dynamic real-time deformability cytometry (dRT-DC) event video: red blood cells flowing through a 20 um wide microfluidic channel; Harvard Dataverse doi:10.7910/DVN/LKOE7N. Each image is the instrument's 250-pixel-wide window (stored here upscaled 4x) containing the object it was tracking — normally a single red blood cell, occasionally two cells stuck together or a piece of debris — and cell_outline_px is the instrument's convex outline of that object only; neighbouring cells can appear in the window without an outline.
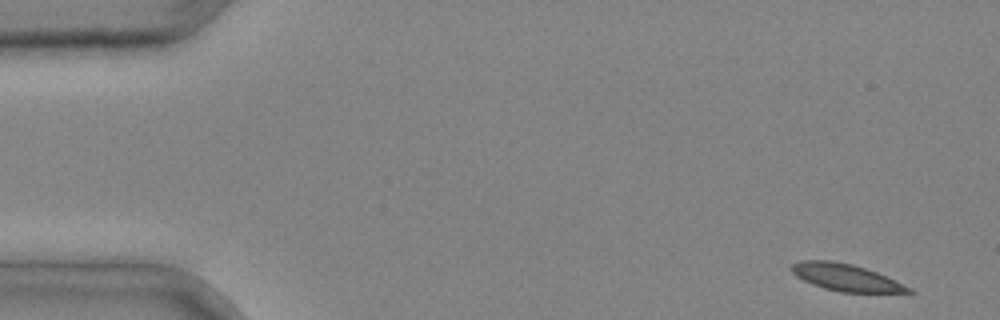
{"species": "common noctule bat (a hibernating species)", "species_latin": "Nyctalus noctula", "temperature_condition": "cold", "stored_images_in_passage": 3, "camera_frame_rate_fps": 3000, "um_per_image_px": 0.085, "animal": {"sex": "male", "body_mass_g": 20.4}, "frame": {"image": 1, "passage_image": 1, "time_ms": 0.0, "image_size_px": [1000, 320], "cell_outline_px": [[916, 292], [840, 292], [824, 288], [812, 284], [796, 276], [792, 272], [792, 264], [800, 260], [832, 260], [852, 264], [876, 272], [912, 288]], "centroid_in_image_um": [71.87, 23.57], "position_along_channel_um": 13.1, "area_um2": 18.15}}